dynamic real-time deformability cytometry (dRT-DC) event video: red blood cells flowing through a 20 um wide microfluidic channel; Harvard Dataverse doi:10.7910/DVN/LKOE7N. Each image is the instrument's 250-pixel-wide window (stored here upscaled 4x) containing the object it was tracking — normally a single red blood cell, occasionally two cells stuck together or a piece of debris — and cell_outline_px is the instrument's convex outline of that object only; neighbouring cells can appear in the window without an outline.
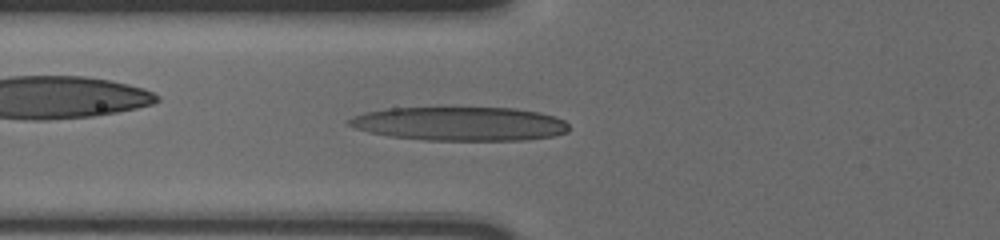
{"species": "human", "species_latin": "Homo sapiens", "temperature_condition": "cold", "stored_images_in_passage": 43, "camera_frame_rate_fps": 3000, "um_per_image_px": 0.085, "donor": {"sex": "male"}, "frame": {"image": 1, "passage_image": 8, "time_ms": 2.333, "image_size_px": [1000, 240], "cell_outline_px": [[568, 132], [552, 136], [528, 140], [424, 140], [388, 136], [356, 128], [348, 124], [348, 120], [352, 116], [364, 112], [388, 108], [516, 108], [540, 112], [556, 116], [564, 120], [568, 124]], "centroid_in_image_um": [39.13, 10.52], "position_along_channel_um": 86.7, "area_um2": 43.47}}
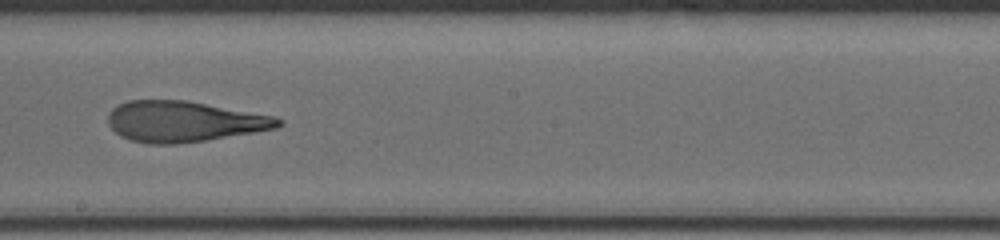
{"frame": {"image": 2, "passage_image": 20, "time_ms": 6.333, "image_size_px": [1000, 240], "cell_outline_px": [[284, 124], [276, 128], [208, 140], [176, 144], [148, 144], [132, 140], [120, 136], [108, 124], [108, 112], [112, 108], [128, 100], [184, 100], [276, 116], [284, 120]], "centroid_in_image_um": [15.64, 10.33], "position_along_channel_um": 232.6, "area_um2": 40.46}}
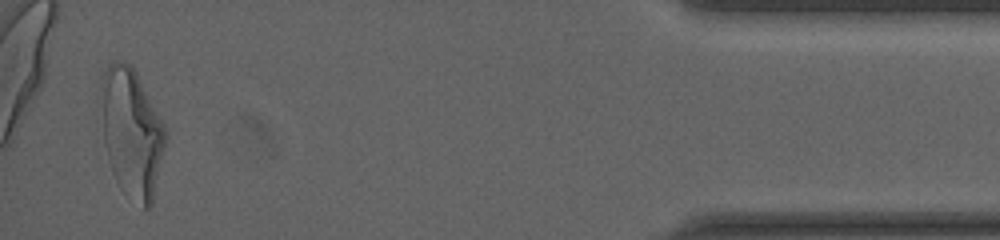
{"frame": {"image": 3, "passage_image": 41, "time_ms": 13.333, "image_size_px": [1000, 240], "cell_outline_px": [[168, 136], [152, 204], [148, 208], [144, 208], [108, 156], [104, 140], [100, 84], [100, 76], [108, 64], [112, 60], [124, 60], [136, 72], [164, 124]], "centroid_in_image_um": [11.23, 11.04], "position_along_channel_um": 424.0, "area_um2": 46.12}, "authors_computed_cell_mechanics": {"area_um2": 41.0958, "velocity_mm_per_s": 3.6255, "shape_relaxation_time_tau1_ms": 8.6999, "shape_relaxation_time_tau2_ms": 1.8409, "deformation_change_tau1": 0.3257, "deformation_change_tau2": 0.1234}}